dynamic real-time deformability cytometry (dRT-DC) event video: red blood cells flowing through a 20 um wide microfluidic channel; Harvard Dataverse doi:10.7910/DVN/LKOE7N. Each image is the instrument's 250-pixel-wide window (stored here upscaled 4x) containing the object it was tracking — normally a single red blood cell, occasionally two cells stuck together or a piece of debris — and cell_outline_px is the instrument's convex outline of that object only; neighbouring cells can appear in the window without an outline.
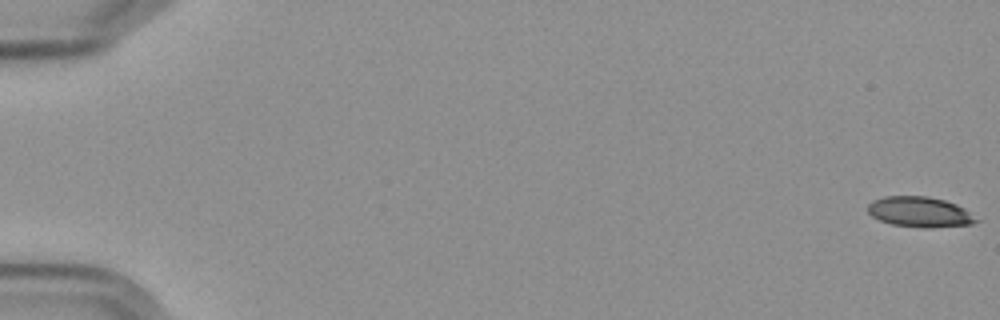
{"species": "Egyptian fruit bat (a non-hibernating species)", "species_latin": "Rousettus aegyptiacus", "temperature_condition": "cold", "stored_images_in_passage": 58, "camera_frame_rate_fps": 3000, "um_per_image_px": 0.085, "frame": {"image": 1, "passage_image": 1, "time_ms": 0.0, "image_size_px": [1000, 320], "cell_outline_px": [[980, 220], [972, 224], [928, 228], [892, 224], [880, 220], [872, 216], [868, 212], [868, 204], [872, 200], [884, 196], [928, 196], [944, 200], [956, 204], [964, 208]], "centroid_in_image_um": [78.18, 18.01], "position_along_channel_um": 6.8, "area_um2": 19.13}}
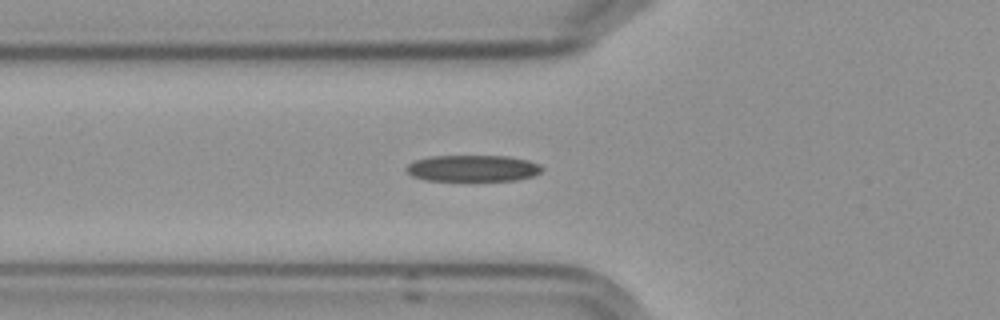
{"frame": {"image": 2, "passage_image": 22, "time_ms": 7.0, "image_size_px": [1000, 320], "cell_outline_px": [[544, 168], [540, 172], [532, 176], [516, 180], [424, 180], [412, 176], [404, 172], [404, 168], [408, 164], [416, 160], [428, 156], [508, 156], [528, 160], [540, 164]], "centroid_in_image_um": [40.15, 14.3], "position_along_channel_um": 85.7, "area_um2": 20.98}}
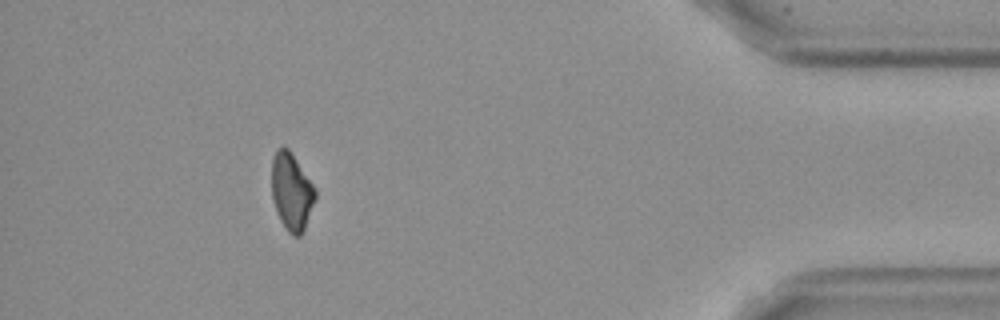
{"frame": {"image": 3, "passage_image": 53, "time_ms": 17.333, "image_size_px": [1000, 320], "cell_outline_px": [[316, 200], [304, 228], [300, 236], [292, 236], [288, 232], [280, 220], [272, 196], [272, 160], [276, 148], [288, 148], [316, 188]], "centroid_in_image_um": [24.79, 16.3], "position_along_channel_um": 410.4, "area_um2": 19.48}, "authors_computed_cell_mechanics": {"area_um2": 20.5768, "velocity_mm_per_s": 3.6036, "shape_relaxation_time_tau1_ms": 5.448, "shape_relaxation_time_tau2_ms": null, "deformation_change_tau1": 0.1533, "deformation_change_tau2": null}}